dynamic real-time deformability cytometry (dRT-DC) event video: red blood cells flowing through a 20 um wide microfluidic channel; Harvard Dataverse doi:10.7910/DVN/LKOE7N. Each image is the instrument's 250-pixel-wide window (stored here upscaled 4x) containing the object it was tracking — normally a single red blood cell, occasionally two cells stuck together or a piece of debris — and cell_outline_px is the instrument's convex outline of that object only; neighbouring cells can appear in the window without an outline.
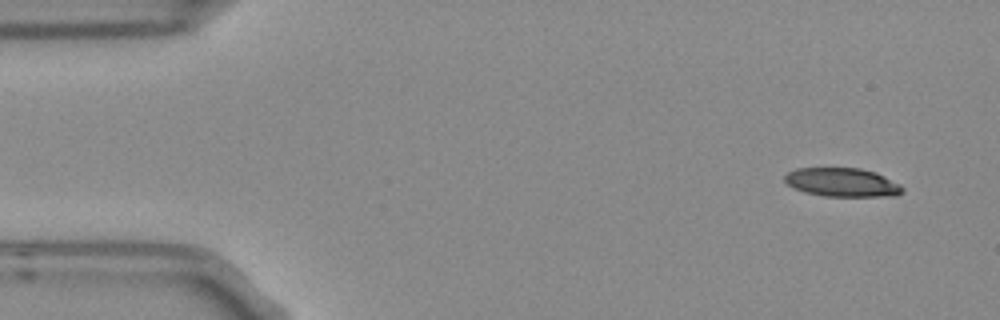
{"species": "Egyptian fruit bat (a non-hibernating species)", "species_latin": "Rousettus aegyptiacus", "temperature_condition": "room temperature", "stored_images_in_passage": 4, "camera_frame_rate_fps": 3000, "um_per_image_px": 0.085, "frame": {"image": 1, "passage_image": 1, "time_ms": 0.0, "image_size_px": [1000, 320], "cell_outline_px": [[904, 192], [896, 196], [824, 196], [804, 192], [788, 184], [784, 180], [784, 176], [788, 172], [796, 168], [860, 168], [876, 172], [900, 184], [904, 188]], "centroid_in_image_um": [71.62, 15.5], "position_along_channel_um": 13.4, "area_um2": 19.77}}
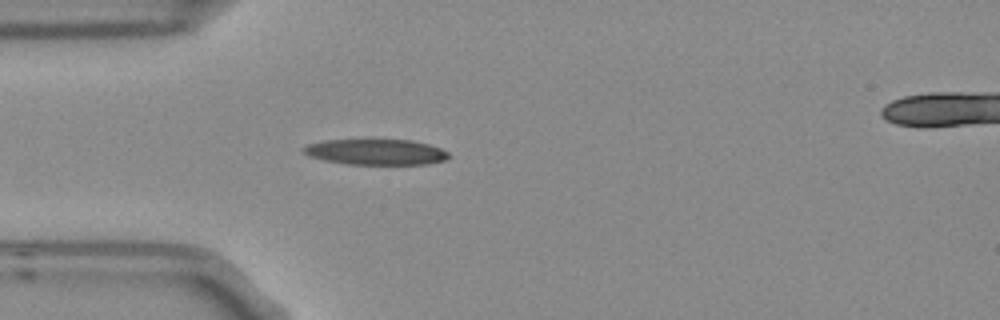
{"frame": {"image": 2, "passage_image": 4, "time_ms": 1.0, "image_size_px": [1000, 320], "cell_outline_px": [[448, 156], [444, 160], [428, 164], [348, 164], [324, 160], [312, 156], [304, 152], [300, 148], [308, 144], [324, 140], [412, 140], [428, 144], [440, 148], [448, 152]], "centroid_in_image_um": [31.94, 12.91], "position_along_channel_um": 53.1, "area_um2": 21.5}}